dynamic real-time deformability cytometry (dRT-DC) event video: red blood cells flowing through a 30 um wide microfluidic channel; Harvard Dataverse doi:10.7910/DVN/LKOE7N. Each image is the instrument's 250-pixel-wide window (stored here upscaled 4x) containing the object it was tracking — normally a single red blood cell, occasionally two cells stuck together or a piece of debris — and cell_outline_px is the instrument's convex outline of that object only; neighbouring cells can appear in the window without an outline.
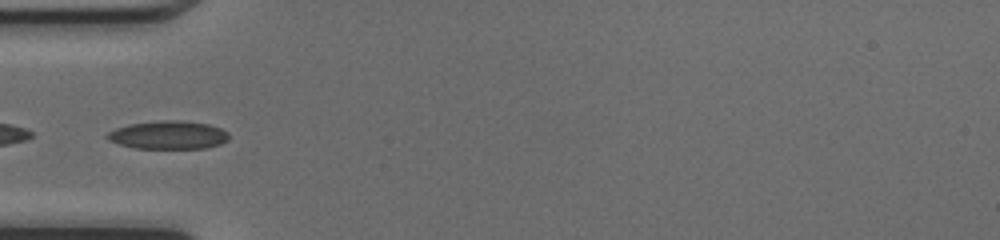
{"species": "common noctule bat (a hibernating species)", "species_latin": "Nyctalus noctula", "temperature_condition": "cold", "stored_images_in_passage": 43, "camera_frame_rate_fps": 3000, "um_per_image_px": 0.085, "animal": {"sex": "female", "body_mass_g": 17.0, "forearm_length_mm": 48.0}, "frame": {"image": 1, "passage_image": 12, "time_ms": 3.667, "image_size_px": [1000, 240], "cell_outline_px": [[228, 140], [220, 144], [208, 148], [136, 148], [120, 144], [108, 140], [104, 136], [108, 132], [116, 128], [128, 124], [160, 120], [184, 120], [208, 124], [220, 128], [228, 132]], "centroid_in_image_um": [14.3, 11.46], "position_along_channel_um": 70.7, "area_um2": 20.11}}
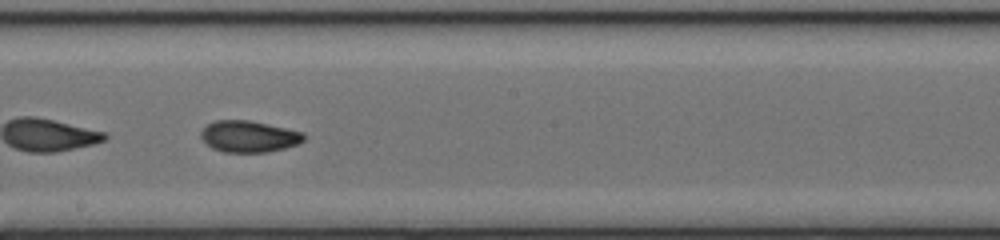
{"frame": {"image": 2, "passage_image": 23, "time_ms": 7.333, "image_size_px": [1000, 240], "cell_outline_px": [[308, 136], [304, 140], [296, 144], [284, 148], [268, 152], [224, 152], [212, 148], [200, 136], [200, 132], [208, 124], [216, 120], [248, 120], [304, 132]], "centroid_in_image_um": [21.17, 11.6], "position_along_channel_um": 227.0, "area_um2": 18.79}}
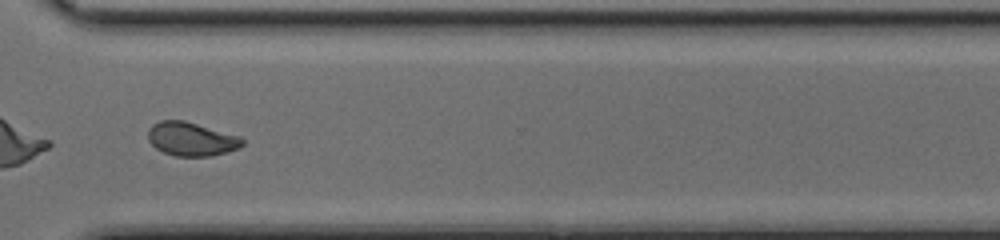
{"frame": {"image": 3, "passage_image": 32, "time_ms": 10.333, "image_size_px": [1000, 240], "cell_outline_px": [[244, 144], [240, 148], [212, 156], [176, 156], [164, 152], [156, 148], [148, 140], [148, 128], [152, 124], [160, 120], [184, 120], [240, 136], [244, 140]], "centroid_in_image_um": [16.27, 11.81], "position_along_channel_um": 354.3, "area_um2": 18.61}, "authors_computed_cell_mechanics": {"area_um2": 19.4786, "velocity_mm_per_s": 4.2394, "shape_relaxation_time_tau1_ms": 3.8606, "shape_relaxation_time_tau2_ms": 1.5341, "deformation_change_tau1": 0.1496, "deformation_change_tau2": 0.0651}}